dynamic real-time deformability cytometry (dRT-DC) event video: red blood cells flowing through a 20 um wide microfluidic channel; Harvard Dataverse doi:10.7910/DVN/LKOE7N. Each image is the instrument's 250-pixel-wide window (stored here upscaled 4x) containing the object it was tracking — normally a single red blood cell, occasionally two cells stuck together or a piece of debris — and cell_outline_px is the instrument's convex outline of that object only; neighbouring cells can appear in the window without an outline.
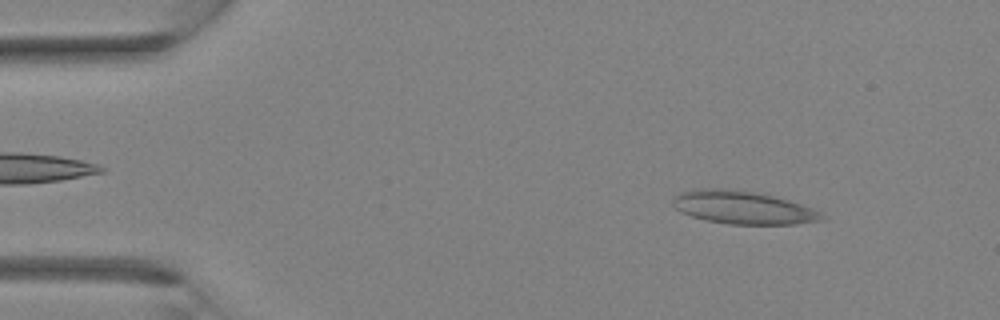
{"species": "Egyptian fruit bat (a non-hibernating species)", "species_latin": "Rousettus aegyptiacus", "temperature_condition": "room temperature", "stored_images_in_passage": 35, "camera_frame_rate_fps": 3000, "um_per_image_px": 0.085, "animal": {"sex": "female"}, "frame": {"image": 1, "passage_image": 4, "time_ms": 1.0, "image_size_px": [1000, 320], "cell_outline_px": [[828, 220], [796, 224], [728, 224], [708, 220], [692, 216], [680, 212], [672, 204], [672, 200], [676, 196], [684, 192], [696, 188], [720, 188], [752, 192], [772, 196], [788, 200], [812, 208], [820, 212]], "centroid_in_image_um": [63.17, 17.65], "position_along_channel_um": 21.8, "area_um2": 28.38}}
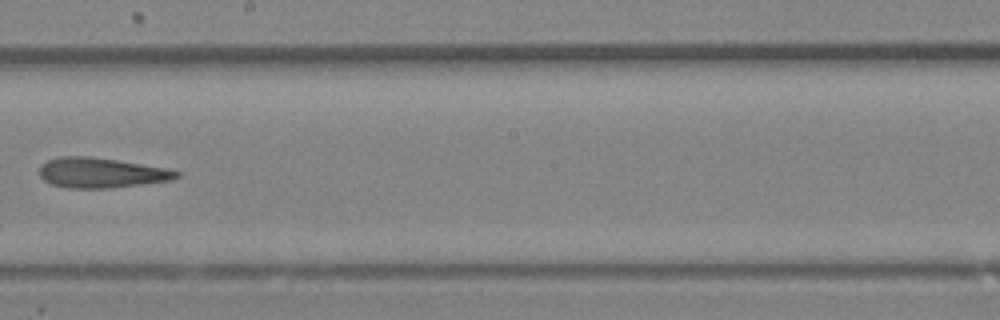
{"frame": {"image": 2, "passage_image": 20, "time_ms": 6.333, "image_size_px": [1000, 320], "cell_outline_px": [[180, 176], [172, 180], [108, 188], [68, 188], [52, 184], [44, 180], [40, 176], [40, 164], [48, 160], [60, 156], [88, 156], [116, 160], [164, 168], [180, 172]], "centroid_in_image_um": [8.56, 14.68], "position_along_channel_um": 239.6, "area_um2": 23.76}}
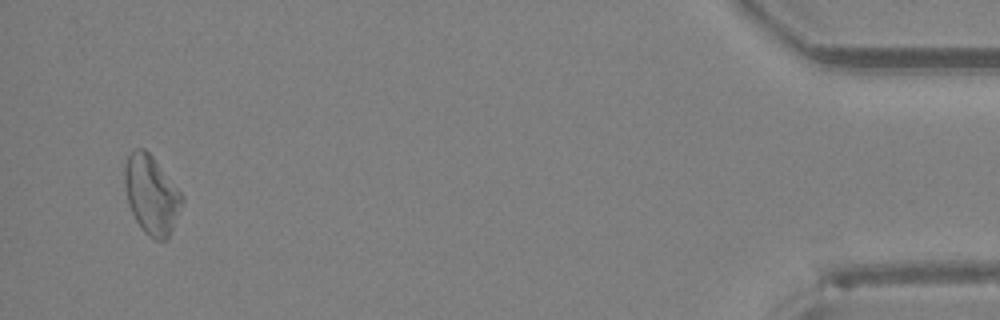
{"frame": {"image": 3, "passage_image": 34, "time_ms": 11.0, "image_size_px": [1000, 320], "cell_outline_px": [[184, 200], [172, 228], [168, 236], [164, 240], [156, 240], [144, 232], [140, 228], [128, 204], [124, 184], [124, 164], [128, 156], [136, 148], [144, 148], [152, 156], [184, 196]], "centroid_in_image_um": [12.85, 16.54], "position_along_channel_um": 422.3, "area_um2": 26.01}}